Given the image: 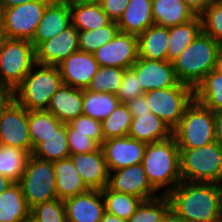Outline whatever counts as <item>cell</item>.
Here are the masks:
<instances>
[{
    "mask_svg": "<svg viewBox=\"0 0 222 222\" xmlns=\"http://www.w3.org/2000/svg\"><path fill=\"white\" fill-rule=\"evenodd\" d=\"M32 155L50 162L68 158L70 150L67 138V124L60 126L54 134L45 138L32 152Z\"/></svg>",
    "mask_w": 222,
    "mask_h": 222,
    "instance_id": "cell-31",
    "label": "cell"
},
{
    "mask_svg": "<svg viewBox=\"0 0 222 222\" xmlns=\"http://www.w3.org/2000/svg\"><path fill=\"white\" fill-rule=\"evenodd\" d=\"M169 209V198L161 194L156 198L142 201L127 222H162Z\"/></svg>",
    "mask_w": 222,
    "mask_h": 222,
    "instance_id": "cell-39",
    "label": "cell"
},
{
    "mask_svg": "<svg viewBox=\"0 0 222 222\" xmlns=\"http://www.w3.org/2000/svg\"><path fill=\"white\" fill-rule=\"evenodd\" d=\"M100 66L130 69L138 60V36L118 32L108 43L93 52Z\"/></svg>",
    "mask_w": 222,
    "mask_h": 222,
    "instance_id": "cell-12",
    "label": "cell"
},
{
    "mask_svg": "<svg viewBox=\"0 0 222 222\" xmlns=\"http://www.w3.org/2000/svg\"><path fill=\"white\" fill-rule=\"evenodd\" d=\"M69 6L71 12V24L78 31L99 29L111 22L109 17L102 10L100 3Z\"/></svg>",
    "mask_w": 222,
    "mask_h": 222,
    "instance_id": "cell-29",
    "label": "cell"
},
{
    "mask_svg": "<svg viewBox=\"0 0 222 222\" xmlns=\"http://www.w3.org/2000/svg\"><path fill=\"white\" fill-rule=\"evenodd\" d=\"M215 142L222 147V110L214 112Z\"/></svg>",
    "mask_w": 222,
    "mask_h": 222,
    "instance_id": "cell-49",
    "label": "cell"
},
{
    "mask_svg": "<svg viewBox=\"0 0 222 222\" xmlns=\"http://www.w3.org/2000/svg\"><path fill=\"white\" fill-rule=\"evenodd\" d=\"M19 183L30 209L57 198L53 162L31 154Z\"/></svg>",
    "mask_w": 222,
    "mask_h": 222,
    "instance_id": "cell-9",
    "label": "cell"
},
{
    "mask_svg": "<svg viewBox=\"0 0 222 222\" xmlns=\"http://www.w3.org/2000/svg\"><path fill=\"white\" fill-rule=\"evenodd\" d=\"M141 164L151 186L156 191L164 188L163 195H167L182 181L180 150L174 136L146 144Z\"/></svg>",
    "mask_w": 222,
    "mask_h": 222,
    "instance_id": "cell-2",
    "label": "cell"
},
{
    "mask_svg": "<svg viewBox=\"0 0 222 222\" xmlns=\"http://www.w3.org/2000/svg\"><path fill=\"white\" fill-rule=\"evenodd\" d=\"M130 0H100L102 10L111 21L118 22Z\"/></svg>",
    "mask_w": 222,
    "mask_h": 222,
    "instance_id": "cell-45",
    "label": "cell"
},
{
    "mask_svg": "<svg viewBox=\"0 0 222 222\" xmlns=\"http://www.w3.org/2000/svg\"><path fill=\"white\" fill-rule=\"evenodd\" d=\"M202 31L200 15L189 22L169 27L168 61L172 62Z\"/></svg>",
    "mask_w": 222,
    "mask_h": 222,
    "instance_id": "cell-28",
    "label": "cell"
},
{
    "mask_svg": "<svg viewBox=\"0 0 222 222\" xmlns=\"http://www.w3.org/2000/svg\"><path fill=\"white\" fill-rule=\"evenodd\" d=\"M179 150L182 181L222 184V147L218 143Z\"/></svg>",
    "mask_w": 222,
    "mask_h": 222,
    "instance_id": "cell-5",
    "label": "cell"
},
{
    "mask_svg": "<svg viewBox=\"0 0 222 222\" xmlns=\"http://www.w3.org/2000/svg\"><path fill=\"white\" fill-rule=\"evenodd\" d=\"M127 136L148 144L170 138L173 131L153 113L137 114V117H132Z\"/></svg>",
    "mask_w": 222,
    "mask_h": 222,
    "instance_id": "cell-22",
    "label": "cell"
},
{
    "mask_svg": "<svg viewBox=\"0 0 222 222\" xmlns=\"http://www.w3.org/2000/svg\"><path fill=\"white\" fill-rule=\"evenodd\" d=\"M169 28L151 25L138 35V58L168 60Z\"/></svg>",
    "mask_w": 222,
    "mask_h": 222,
    "instance_id": "cell-24",
    "label": "cell"
},
{
    "mask_svg": "<svg viewBox=\"0 0 222 222\" xmlns=\"http://www.w3.org/2000/svg\"><path fill=\"white\" fill-rule=\"evenodd\" d=\"M118 32L119 27L115 21L99 29L79 31V51L93 53L111 41Z\"/></svg>",
    "mask_w": 222,
    "mask_h": 222,
    "instance_id": "cell-38",
    "label": "cell"
},
{
    "mask_svg": "<svg viewBox=\"0 0 222 222\" xmlns=\"http://www.w3.org/2000/svg\"><path fill=\"white\" fill-rule=\"evenodd\" d=\"M166 196L170 209L187 222H216L222 184L181 181Z\"/></svg>",
    "mask_w": 222,
    "mask_h": 222,
    "instance_id": "cell-1",
    "label": "cell"
},
{
    "mask_svg": "<svg viewBox=\"0 0 222 222\" xmlns=\"http://www.w3.org/2000/svg\"><path fill=\"white\" fill-rule=\"evenodd\" d=\"M30 1H33V0H0L4 8H8V7L19 5V4H24Z\"/></svg>",
    "mask_w": 222,
    "mask_h": 222,
    "instance_id": "cell-52",
    "label": "cell"
},
{
    "mask_svg": "<svg viewBox=\"0 0 222 222\" xmlns=\"http://www.w3.org/2000/svg\"><path fill=\"white\" fill-rule=\"evenodd\" d=\"M89 190H102L109 183V171L102 147L90 153L69 156Z\"/></svg>",
    "mask_w": 222,
    "mask_h": 222,
    "instance_id": "cell-17",
    "label": "cell"
},
{
    "mask_svg": "<svg viewBox=\"0 0 222 222\" xmlns=\"http://www.w3.org/2000/svg\"><path fill=\"white\" fill-rule=\"evenodd\" d=\"M100 222H127L126 220L120 219L119 217L104 212Z\"/></svg>",
    "mask_w": 222,
    "mask_h": 222,
    "instance_id": "cell-53",
    "label": "cell"
},
{
    "mask_svg": "<svg viewBox=\"0 0 222 222\" xmlns=\"http://www.w3.org/2000/svg\"><path fill=\"white\" fill-rule=\"evenodd\" d=\"M216 222H222V198L219 204V211H218Z\"/></svg>",
    "mask_w": 222,
    "mask_h": 222,
    "instance_id": "cell-57",
    "label": "cell"
},
{
    "mask_svg": "<svg viewBox=\"0 0 222 222\" xmlns=\"http://www.w3.org/2000/svg\"><path fill=\"white\" fill-rule=\"evenodd\" d=\"M108 187L115 192L130 194L143 201L158 197L141 163L110 171Z\"/></svg>",
    "mask_w": 222,
    "mask_h": 222,
    "instance_id": "cell-13",
    "label": "cell"
},
{
    "mask_svg": "<svg viewBox=\"0 0 222 222\" xmlns=\"http://www.w3.org/2000/svg\"><path fill=\"white\" fill-rule=\"evenodd\" d=\"M155 25L173 27L189 22L197 15L181 0H152Z\"/></svg>",
    "mask_w": 222,
    "mask_h": 222,
    "instance_id": "cell-27",
    "label": "cell"
},
{
    "mask_svg": "<svg viewBox=\"0 0 222 222\" xmlns=\"http://www.w3.org/2000/svg\"><path fill=\"white\" fill-rule=\"evenodd\" d=\"M68 5H86L100 3V0H63Z\"/></svg>",
    "mask_w": 222,
    "mask_h": 222,
    "instance_id": "cell-51",
    "label": "cell"
},
{
    "mask_svg": "<svg viewBox=\"0 0 222 222\" xmlns=\"http://www.w3.org/2000/svg\"><path fill=\"white\" fill-rule=\"evenodd\" d=\"M125 70L112 66H100L86 89L92 92L116 94Z\"/></svg>",
    "mask_w": 222,
    "mask_h": 222,
    "instance_id": "cell-37",
    "label": "cell"
},
{
    "mask_svg": "<svg viewBox=\"0 0 222 222\" xmlns=\"http://www.w3.org/2000/svg\"><path fill=\"white\" fill-rule=\"evenodd\" d=\"M30 210L20 183H13L0 194V222H29Z\"/></svg>",
    "mask_w": 222,
    "mask_h": 222,
    "instance_id": "cell-26",
    "label": "cell"
},
{
    "mask_svg": "<svg viewBox=\"0 0 222 222\" xmlns=\"http://www.w3.org/2000/svg\"><path fill=\"white\" fill-rule=\"evenodd\" d=\"M185 3L196 15H200L212 0H181Z\"/></svg>",
    "mask_w": 222,
    "mask_h": 222,
    "instance_id": "cell-48",
    "label": "cell"
},
{
    "mask_svg": "<svg viewBox=\"0 0 222 222\" xmlns=\"http://www.w3.org/2000/svg\"><path fill=\"white\" fill-rule=\"evenodd\" d=\"M119 103L115 94L98 93L83 89V114L93 119L102 122Z\"/></svg>",
    "mask_w": 222,
    "mask_h": 222,
    "instance_id": "cell-33",
    "label": "cell"
},
{
    "mask_svg": "<svg viewBox=\"0 0 222 222\" xmlns=\"http://www.w3.org/2000/svg\"><path fill=\"white\" fill-rule=\"evenodd\" d=\"M62 125L61 121L46 110L28 111V126L33 150Z\"/></svg>",
    "mask_w": 222,
    "mask_h": 222,
    "instance_id": "cell-34",
    "label": "cell"
},
{
    "mask_svg": "<svg viewBox=\"0 0 222 222\" xmlns=\"http://www.w3.org/2000/svg\"><path fill=\"white\" fill-rule=\"evenodd\" d=\"M4 9L5 8L3 7V5L0 2V37L2 34L3 27H4Z\"/></svg>",
    "mask_w": 222,
    "mask_h": 222,
    "instance_id": "cell-55",
    "label": "cell"
},
{
    "mask_svg": "<svg viewBox=\"0 0 222 222\" xmlns=\"http://www.w3.org/2000/svg\"><path fill=\"white\" fill-rule=\"evenodd\" d=\"M132 114V117H137V114H149L151 110L149 108L148 101L145 98V94L135 97L131 101L125 103Z\"/></svg>",
    "mask_w": 222,
    "mask_h": 222,
    "instance_id": "cell-46",
    "label": "cell"
},
{
    "mask_svg": "<svg viewBox=\"0 0 222 222\" xmlns=\"http://www.w3.org/2000/svg\"><path fill=\"white\" fill-rule=\"evenodd\" d=\"M77 51H79V31L71 24L60 34L35 48V61L43 65L58 66Z\"/></svg>",
    "mask_w": 222,
    "mask_h": 222,
    "instance_id": "cell-14",
    "label": "cell"
},
{
    "mask_svg": "<svg viewBox=\"0 0 222 222\" xmlns=\"http://www.w3.org/2000/svg\"><path fill=\"white\" fill-rule=\"evenodd\" d=\"M52 0H33L4 9L1 36L32 41L47 5Z\"/></svg>",
    "mask_w": 222,
    "mask_h": 222,
    "instance_id": "cell-10",
    "label": "cell"
},
{
    "mask_svg": "<svg viewBox=\"0 0 222 222\" xmlns=\"http://www.w3.org/2000/svg\"><path fill=\"white\" fill-rule=\"evenodd\" d=\"M195 99L213 112L222 110V72L212 70L194 88Z\"/></svg>",
    "mask_w": 222,
    "mask_h": 222,
    "instance_id": "cell-30",
    "label": "cell"
},
{
    "mask_svg": "<svg viewBox=\"0 0 222 222\" xmlns=\"http://www.w3.org/2000/svg\"><path fill=\"white\" fill-rule=\"evenodd\" d=\"M62 84L58 66L35 63L14 89L15 101L28 111L46 110L51 97Z\"/></svg>",
    "mask_w": 222,
    "mask_h": 222,
    "instance_id": "cell-4",
    "label": "cell"
},
{
    "mask_svg": "<svg viewBox=\"0 0 222 222\" xmlns=\"http://www.w3.org/2000/svg\"><path fill=\"white\" fill-rule=\"evenodd\" d=\"M30 156L24 149L0 145V174L19 183Z\"/></svg>",
    "mask_w": 222,
    "mask_h": 222,
    "instance_id": "cell-32",
    "label": "cell"
},
{
    "mask_svg": "<svg viewBox=\"0 0 222 222\" xmlns=\"http://www.w3.org/2000/svg\"><path fill=\"white\" fill-rule=\"evenodd\" d=\"M151 113L162 119L173 131L187 106L194 100V88L179 82L176 86L145 92Z\"/></svg>",
    "mask_w": 222,
    "mask_h": 222,
    "instance_id": "cell-8",
    "label": "cell"
},
{
    "mask_svg": "<svg viewBox=\"0 0 222 222\" xmlns=\"http://www.w3.org/2000/svg\"><path fill=\"white\" fill-rule=\"evenodd\" d=\"M108 171L140 164L146 143L129 136L110 138L101 145Z\"/></svg>",
    "mask_w": 222,
    "mask_h": 222,
    "instance_id": "cell-15",
    "label": "cell"
},
{
    "mask_svg": "<svg viewBox=\"0 0 222 222\" xmlns=\"http://www.w3.org/2000/svg\"><path fill=\"white\" fill-rule=\"evenodd\" d=\"M101 192L105 202V212L126 221L136 212L143 201L141 198L130 194L115 192L108 186Z\"/></svg>",
    "mask_w": 222,
    "mask_h": 222,
    "instance_id": "cell-35",
    "label": "cell"
},
{
    "mask_svg": "<svg viewBox=\"0 0 222 222\" xmlns=\"http://www.w3.org/2000/svg\"><path fill=\"white\" fill-rule=\"evenodd\" d=\"M132 114L125 103H119L114 111L102 121L104 140L128 135Z\"/></svg>",
    "mask_w": 222,
    "mask_h": 222,
    "instance_id": "cell-36",
    "label": "cell"
},
{
    "mask_svg": "<svg viewBox=\"0 0 222 222\" xmlns=\"http://www.w3.org/2000/svg\"><path fill=\"white\" fill-rule=\"evenodd\" d=\"M99 67L93 53L83 51L73 53L58 65L63 84L79 89L88 87Z\"/></svg>",
    "mask_w": 222,
    "mask_h": 222,
    "instance_id": "cell-19",
    "label": "cell"
},
{
    "mask_svg": "<svg viewBox=\"0 0 222 222\" xmlns=\"http://www.w3.org/2000/svg\"><path fill=\"white\" fill-rule=\"evenodd\" d=\"M139 80L144 92L176 86V78L172 62L138 58L130 68Z\"/></svg>",
    "mask_w": 222,
    "mask_h": 222,
    "instance_id": "cell-16",
    "label": "cell"
},
{
    "mask_svg": "<svg viewBox=\"0 0 222 222\" xmlns=\"http://www.w3.org/2000/svg\"><path fill=\"white\" fill-rule=\"evenodd\" d=\"M31 222H67L63 200L59 198L42 202L30 210Z\"/></svg>",
    "mask_w": 222,
    "mask_h": 222,
    "instance_id": "cell-40",
    "label": "cell"
},
{
    "mask_svg": "<svg viewBox=\"0 0 222 222\" xmlns=\"http://www.w3.org/2000/svg\"><path fill=\"white\" fill-rule=\"evenodd\" d=\"M0 145L24 149L30 154L33 152L28 110L16 101L0 114Z\"/></svg>",
    "mask_w": 222,
    "mask_h": 222,
    "instance_id": "cell-11",
    "label": "cell"
},
{
    "mask_svg": "<svg viewBox=\"0 0 222 222\" xmlns=\"http://www.w3.org/2000/svg\"><path fill=\"white\" fill-rule=\"evenodd\" d=\"M63 202L67 222H100L105 212L101 190H88Z\"/></svg>",
    "mask_w": 222,
    "mask_h": 222,
    "instance_id": "cell-18",
    "label": "cell"
},
{
    "mask_svg": "<svg viewBox=\"0 0 222 222\" xmlns=\"http://www.w3.org/2000/svg\"><path fill=\"white\" fill-rule=\"evenodd\" d=\"M216 69H218L219 71L222 72V47H221V49L218 51V54H217Z\"/></svg>",
    "mask_w": 222,
    "mask_h": 222,
    "instance_id": "cell-56",
    "label": "cell"
},
{
    "mask_svg": "<svg viewBox=\"0 0 222 222\" xmlns=\"http://www.w3.org/2000/svg\"><path fill=\"white\" fill-rule=\"evenodd\" d=\"M154 24L152 0H130L117 22L120 32L137 36Z\"/></svg>",
    "mask_w": 222,
    "mask_h": 222,
    "instance_id": "cell-23",
    "label": "cell"
},
{
    "mask_svg": "<svg viewBox=\"0 0 222 222\" xmlns=\"http://www.w3.org/2000/svg\"><path fill=\"white\" fill-rule=\"evenodd\" d=\"M222 45L201 31L176 59L172 61L179 82L195 88L216 68L217 54Z\"/></svg>",
    "mask_w": 222,
    "mask_h": 222,
    "instance_id": "cell-3",
    "label": "cell"
},
{
    "mask_svg": "<svg viewBox=\"0 0 222 222\" xmlns=\"http://www.w3.org/2000/svg\"><path fill=\"white\" fill-rule=\"evenodd\" d=\"M71 25L70 6L63 0H52L46 7L31 41L36 48L40 43L55 37Z\"/></svg>",
    "mask_w": 222,
    "mask_h": 222,
    "instance_id": "cell-20",
    "label": "cell"
},
{
    "mask_svg": "<svg viewBox=\"0 0 222 222\" xmlns=\"http://www.w3.org/2000/svg\"><path fill=\"white\" fill-rule=\"evenodd\" d=\"M47 112L52 113L63 124L83 114V89L62 84L51 97Z\"/></svg>",
    "mask_w": 222,
    "mask_h": 222,
    "instance_id": "cell-21",
    "label": "cell"
},
{
    "mask_svg": "<svg viewBox=\"0 0 222 222\" xmlns=\"http://www.w3.org/2000/svg\"><path fill=\"white\" fill-rule=\"evenodd\" d=\"M69 124L76 130V133L87 134L88 137L95 140L100 146L103 144L104 136L101 121L82 114L73 119Z\"/></svg>",
    "mask_w": 222,
    "mask_h": 222,
    "instance_id": "cell-43",
    "label": "cell"
},
{
    "mask_svg": "<svg viewBox=\"0 0 222 222\" xmlns=\"http://www.w3.org/2000/svg\"><path fill=\"white\" fill-rule=\"evenodd\" d=\"M15 101L14 89L0 80V114Z\"/></svg>",
    "mask_w": 222,
    "mask_h": 222,
    "instance_id": "cell-47",
    "label": "cell"
},
{
    "mask_svg": "<svg viewBox=\"0 0 222 222\" xmlns=\"http://www.w3.org/2000/svg\"><path fill=\"white\" fill-rule=\"evenodd\" d=\"M162 222H187L184 218L178 216L172 209H169L164 215Z\"/></svg>",
    "mask_w": 222,
    "mask_h": 222,
    "instance_id": "cell-50",
    "label": "cell"
},
{
    "mask_svg": "<svg viewBox=\"0 0 222 222\" xmlns=\"http://www.w3.org/2000/svg\"><path fill=\"white\" fill-rule=\"evenodd\" d=\"M67 138L70 154L90 153L100 147L87 134L76 133V130L69 123L67 124Z\"/></svg>",
    "mask_w": 222,
    "mask_h": 222,
    "instance_id": "cell-44",
    "label": "cell"
},
{
    "mask_svg": "<svg viewBox=\"0 0 222 222\" xmlns=\"http://www.w3.org/2000/svg\"><path fill=\"white\" fill-rule=\"evenodd\" d=\"M145 94L136 74L131 69H126L121 85L115 94L120 103H127L135 97Z\"/></svg>",
    "mask_w": 222,
    "mask_h": 222,
    "instance_id": "cell-42",
    "label": "cell"
},
{
    "mask_svg": "<svg viewBox=\"0 0 222 222\" xmlns=\"http://www.w3.org/2000/svg\"><path fill=\"white\" fill-rule=\"evenodd\" d=\"M200 18L202 31L222 45V1L212 0Z\"/></svg>",
    "mask_w": 222,
    "mask_h": 222,
    "instance_id": "cell-41",
    "label": "cell"
},
{
    "mask_svg": "<svg viewBox=\"0 0 222 222\" xmlns=\"http://www.w3.org/2000/svg\"><path fill=\"white\" fill-rule=\"evenodd\" d=\"M53 166L57 198L65 200L89 190L70 157L54 161Z\"/></svg>",
    "mask_w": 222,
    "mask_h": 222,
    "instance_id": "cell-25",
    "label": "cell"
},
{
    "mask_svg": "<svg viewBox=\"0 0 222 222\" xmlns=\"http://www.w3.org/2000/svg\"><path fill=\"white\" fill-rule=\"evenodd\" d=\"M14 182L11 181L9 178L0 174V194L4 192L10 185Z\"/></svg>",
    "mask_w": 222,
    "mask_h": 222,
    "instance_id": "cell-54",
    "label": "cell"
},
{
    "mask_svg": "<svg viewBox=\"0 0 222 222\" xmlns=\"http://www.w3.org/2000/svg\"><path fill=\"white\" fill-rule=\"evenodd\" d=\"M179 149L199 148L215 142L214 112L195 98L173 130Z\"/></svg>",
    "mask_w": 222,
    "mask_h": 222,
    "instance_id": "cell-6",
    "label": "cell"
},
{
    "mask_svg": "<svg viewBox=\"0 0 222 222\" xmlns=\"http://www.w3.org/2000/svg\"><path fill=\"white\" fill-rule=\"evenodd\" d=\"M35 63V48L31 41L0 37L1 81L15 89Z\"/></svg>",
    "mask_w": 222,
    "mask_h": 222,
    "instance_id": "cell-7",
    "label": "cell"
}]
</instances>
